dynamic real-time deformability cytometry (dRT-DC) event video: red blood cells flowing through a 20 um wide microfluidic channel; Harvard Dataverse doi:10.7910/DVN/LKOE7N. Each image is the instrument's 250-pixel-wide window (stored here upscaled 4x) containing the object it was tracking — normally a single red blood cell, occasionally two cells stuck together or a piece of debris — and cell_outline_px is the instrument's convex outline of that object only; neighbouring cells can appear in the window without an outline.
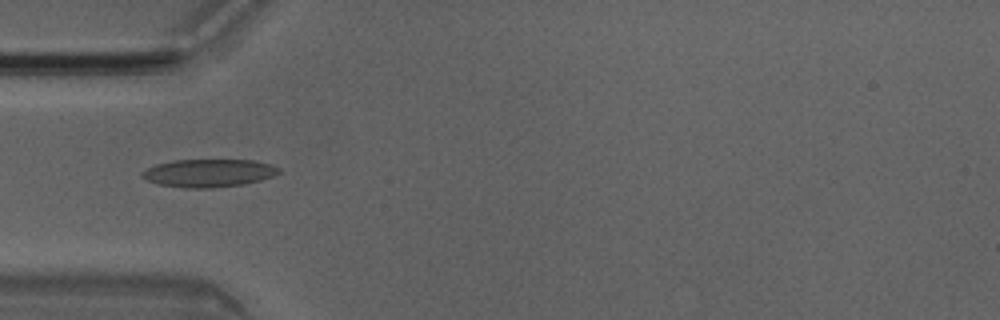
{"species": "Egyptian fruit bat (a non-hibernating species)", "species_latin": "Rousettus aegyptiacus", "temperature_condition": "room temperature", "stored_images_in_passage": 3, "camera_frame_rate_fps": 3000, "um_per_image_px": 0.085, "animal": {"sex": "male"}, "frame": {"image": 1, "passage_image": 1, "time_ms": 0.0, "image_size_px": [1000, 320], "cell_outline_px": [[280, 172], [272, 176], [260, 180], [244, 184], [212, 188], [184, 188], [156, 184], [140, 176], [140, 172], [156, 164], [172, 160], [252, 160], [272, 164], [280, 168]], "centroid_in_image_um": [17.71, 14.71], "position_along_channel_um": 67.3, "area_um2": 22.37}}